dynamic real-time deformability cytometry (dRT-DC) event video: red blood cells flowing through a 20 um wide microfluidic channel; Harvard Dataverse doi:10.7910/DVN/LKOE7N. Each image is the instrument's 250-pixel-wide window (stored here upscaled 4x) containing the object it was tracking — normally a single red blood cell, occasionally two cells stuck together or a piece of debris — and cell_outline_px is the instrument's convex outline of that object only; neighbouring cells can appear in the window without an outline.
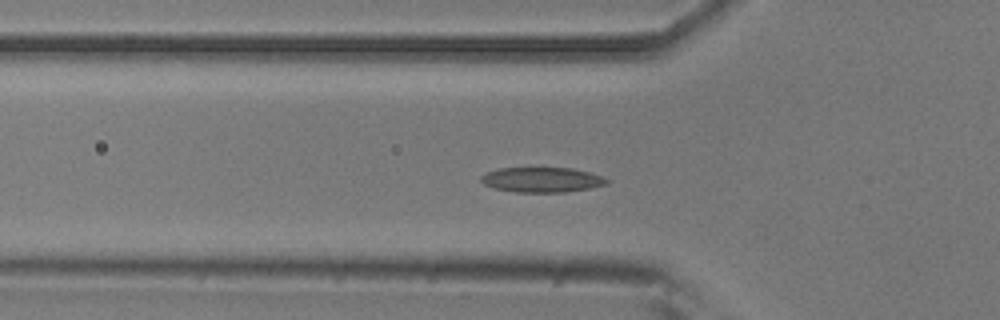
{"species": "common noctule bat (a hibernating species)", "species_latin": "Nyctalus noctula", "temperature_condition": "room temperature", "stored_images_in_passage": 52, "camera_frame_rate_fps": 3000, "um_per_image_px": 0.085, "animal": {"sex": "male", "body_mass_g": 20.5, "forearm_length_mm": 52.5}, "frame": {"image": 1, "passage_image": 16, "time_ms": 5.0, "image_size_px": [1000, 320], "cell_outline_px": [[608, 184], [588, 188], [564, 192], [516, 192], [496, 188], [484, 184], [480, 180], [480, 176], [488, 172], [500, 168], [532, 164], [572, 168], [604, 176], [608, 180]], "centroid_in_image_um": [46.04, 15.21], "position_along_channel_um": 79.8, "area_um2": 19.19}}
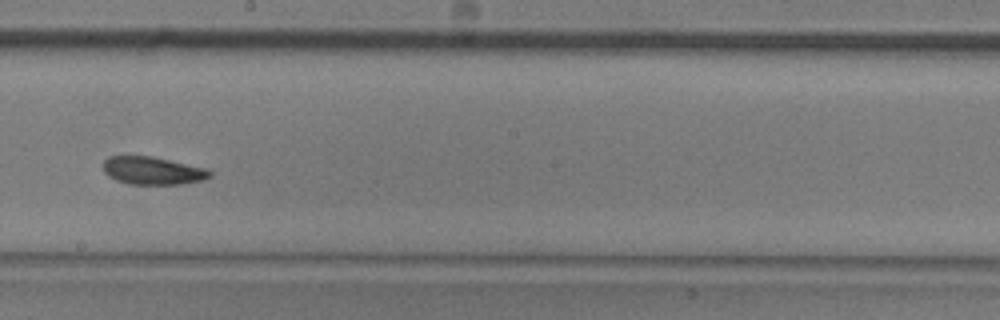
{"frame": {"image": 2, "passage_image": 28, "time_ms": 9.0, "image_size_px": [1000, 320], "cell_outline_px": [[212, 176], [204, 180], [180, 184], [128, 184], [116, 180], [108, 176], [104, 172], [104, 160], [108, 156], [152, 156], [208, 168], [212, 172]], "centroid_in_image_um": [13.01, 14.5], "position_along_channel_um": 235.2, "area_um2": 17.46}}
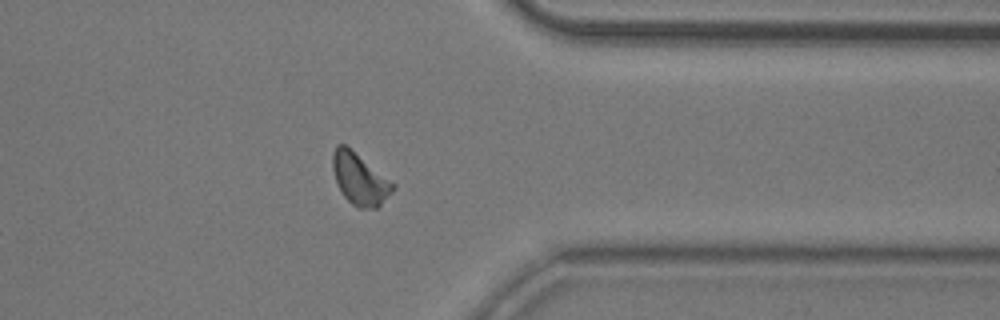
{"frame": {"image": 3, "passage_image": 40, "time_ms": 13.0, "image_size_px": [1000, 320], "cell_outline_px": [[396, 188], [376, 208], [360, 208], [352, 204], [344, 196], [336, 184], [332, 168], [332, 152], [336, 144], [344, 144], [396, 184]], "centroid_in_image_um": [30.56, 15.21], "position_along_channel_um": 380.8, "area_um2": 17.98}, "authors_computed_cell_mechanics": {"area_um2": 17.8602, "velocity_mm_per_s": 3.8659, "shape_relaxation_time_tau1_ms": 5.1597, "shape_relaxation_time_tau2_ms": 4.8845, "deformation_change_tau1": 0.0909, "deformation_change_tau2": 0.1163}}